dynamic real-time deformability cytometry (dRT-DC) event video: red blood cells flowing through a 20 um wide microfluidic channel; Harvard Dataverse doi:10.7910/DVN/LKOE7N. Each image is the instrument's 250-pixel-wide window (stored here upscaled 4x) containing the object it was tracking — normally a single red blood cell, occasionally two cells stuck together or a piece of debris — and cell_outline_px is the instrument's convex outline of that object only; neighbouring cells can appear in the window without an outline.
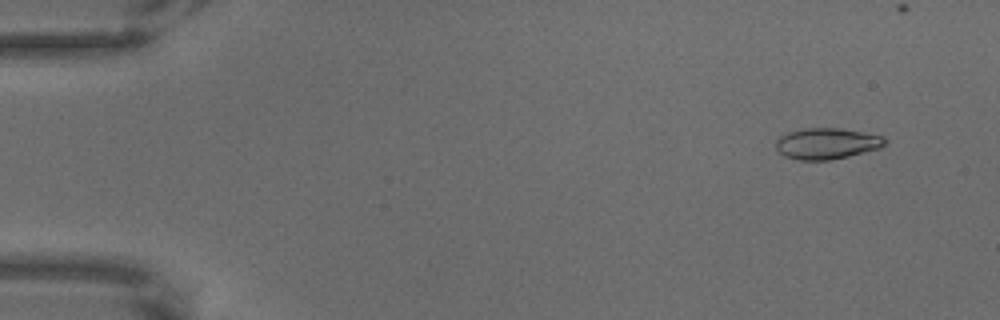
{"species": "common noctule bat (a hibernating species)", "species_latin": "Nyctalus noctula", "temperature_condition": "warm", "stored_images_in_passage": 53, "camera_frame_rate_fps": 3000, "um_per_image_px": 0.085, "animal": {"sex": "male", "body_mass_g": 18.8}, "frame": {"image": 1, "passage_image": 6, "time_ms": 1.667, "image_size_px": [1000, 320], "cell_outline_px": [[888, 140], [880, 148], [848, 156], [828, 160], [800, 160], [784, 156], [776, 148], [776, 140], [784, 132], [804, 128], [840, 128], [884, 136]], "centroid_in_image_um": [70.26, 12.19], "position_along_channel_um": 14.7, "area_um2": 19.83}}
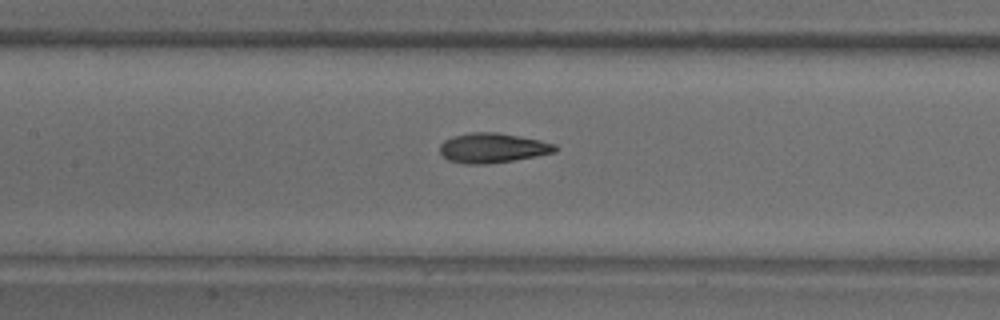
{"frame": {"image": 2, "passage_image": 32, "time_ms": 10.333, "image_size_px": [1000, 320], "cell_outline_px": [[556, 152], [536, 156], [488, 164], [464, 164], [448, 160], [440, 152], [440, 144], [444, 140], [452, 136], [468, 132], [496, 132], [540, 140], [556, 144]], "centroid_in_image_um": [41.84, 12.57], "position_along_channel_um": 165.6, "area_um2": 20.0}}
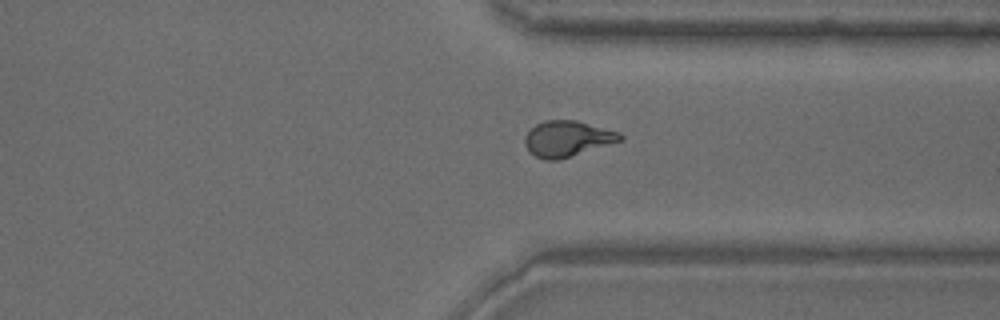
{"frame": {"image": 3, "passage_image": 51, "time_ms": 16.667, "image_size_px": [1000, 320], "cell_outline_px": [[624, 140], [560, 160], [544, 160], [528, 152], [524, 144], [524, 136], [536, 124], [544, 120], [576, 120], [620, 132], [624, 136]], "centroid_in_image_um": [48.23, 11.8], "position_along_channel_um": 363.2, "area_um2": 20.17}}